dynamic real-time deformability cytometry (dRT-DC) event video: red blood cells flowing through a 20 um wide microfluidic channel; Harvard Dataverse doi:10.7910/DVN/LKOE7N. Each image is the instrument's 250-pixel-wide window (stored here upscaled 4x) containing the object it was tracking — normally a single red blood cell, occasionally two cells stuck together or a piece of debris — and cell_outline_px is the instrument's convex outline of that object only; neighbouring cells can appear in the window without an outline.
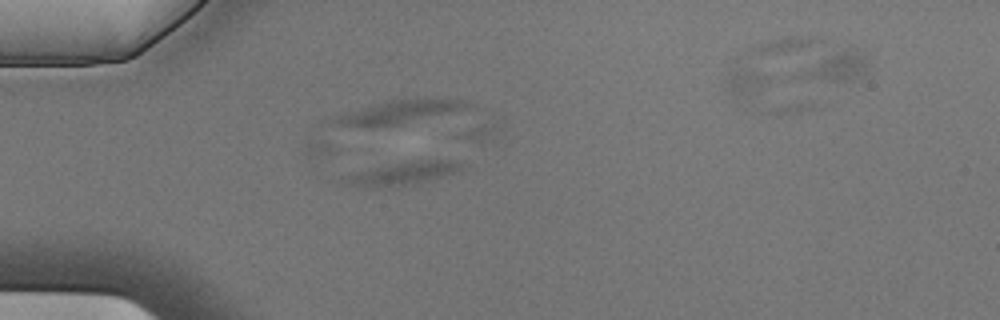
{"species": "Egyptian fruit bat (a non-hibernating species)", "species_latin": "Rousettus aegyptiacus", "temperature_condition": "cold", "stored_images_in_passage": 2, "camera_frame_rate_fps": 3000, "um_per_image_px": 0.085, "animal": {"sex": "male"}, "frame": {"image": 1, "passage_image": 1, "time_ms": 0.0, "image_size_px": [1000, 320], "cell_outline_px": [[468, 164], [460, 172], [420, 184], [380, 188], [356, 188], [340, 184], [336, 180], [340, 176], [352, 172], [392, 164], [420, 160], [456, 160]], "centroid_in_image_um": [34.15, 14.79], "position_along_channel_um": 50.8, "area_um2": 17.05}}